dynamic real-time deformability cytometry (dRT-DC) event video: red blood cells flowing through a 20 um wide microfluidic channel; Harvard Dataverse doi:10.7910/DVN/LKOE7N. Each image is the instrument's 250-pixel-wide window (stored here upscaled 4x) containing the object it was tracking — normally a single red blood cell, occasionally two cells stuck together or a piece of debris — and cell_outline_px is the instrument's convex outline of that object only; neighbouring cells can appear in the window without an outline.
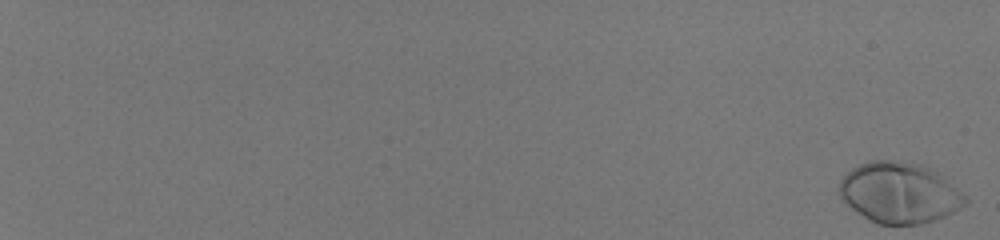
{"species": "human", "species_latin": "Homo sapiens", "temperature_condition": "room temperature", "stored_images_in_passage": 57, "camera_frame_rate_fps": 3000, "um_per_image_px": 0.085, "donor": {"sex": "male"}, "frame": {"image": 1, "passage_image": 1, "time_ms": 0.0, "image_size_px": [1000, 240], "cell_outline_px": [[968, 200], [960, 208], [944, 216], [920, 224], [876, 224], [840, 200], [840, 180], [852, 168], [860, 164], [872, 160], [900, 160], [920, 164], [932, 168], [956, 188]], "centroid_in_image_um": [76.42, 16.37], "position_along_channel_um": 8.6, "area_um2": 44.22}}
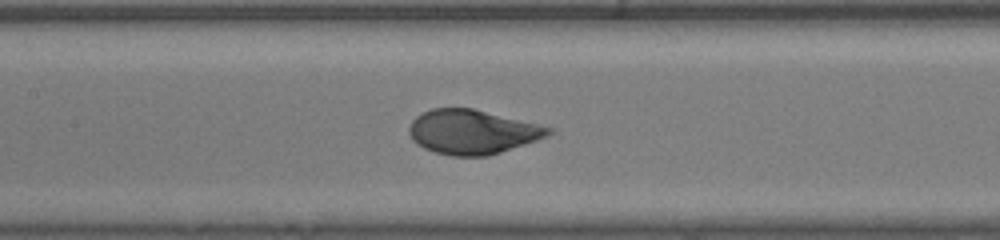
{"frame": {"image": 2, "passage_image": 34, "time_ms": 11.0, "image_size_px": [1000, 240], "cell_outline_px": [[552, 132], [548, 136], [488, 156], [452, 156], [432, 152], [416, 144], [412, 140], [408, 132], [408, 128], [412, 120], [416, 116], [432, 108], [472, 108], [552, 128]], "centroid_in_image_um": [40.08, 11.22], "position_along_channel_um": 167.3, "area_um2": 35.78}}
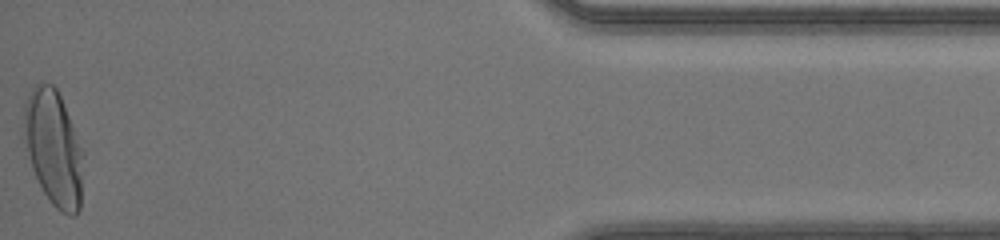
{"frame": {"image": 3, "passage_image": 57, "time_ms": 18.667, "image_size_px": [1000, 240], "cell_outline_px": [[84, 156], [80, 208], [76, 216], [72, 216], [60, 212], [52, 204], [44, 192], [32, 168], [20, 136], [24, 108], [28, 96], [32, 88], [36, 84], [52, 84], [56, 88], [60, 96], [84, 152]], "centroid_in_image_um": [4.53, 12.6], "position_along_channel_um": 430.7, "area_um2": 40.46}, "authors_computed_cell_mechanics": {"area_um2": 37.6278, "velocity_mm_per_s": 4.1338, "shape_relaxation_time_tau1_ms": 2.1898, "shape_relaxation_time_tau2_ms": null, "deformation_change_tau1": 0.19, "deformation_change_tau2": null}}